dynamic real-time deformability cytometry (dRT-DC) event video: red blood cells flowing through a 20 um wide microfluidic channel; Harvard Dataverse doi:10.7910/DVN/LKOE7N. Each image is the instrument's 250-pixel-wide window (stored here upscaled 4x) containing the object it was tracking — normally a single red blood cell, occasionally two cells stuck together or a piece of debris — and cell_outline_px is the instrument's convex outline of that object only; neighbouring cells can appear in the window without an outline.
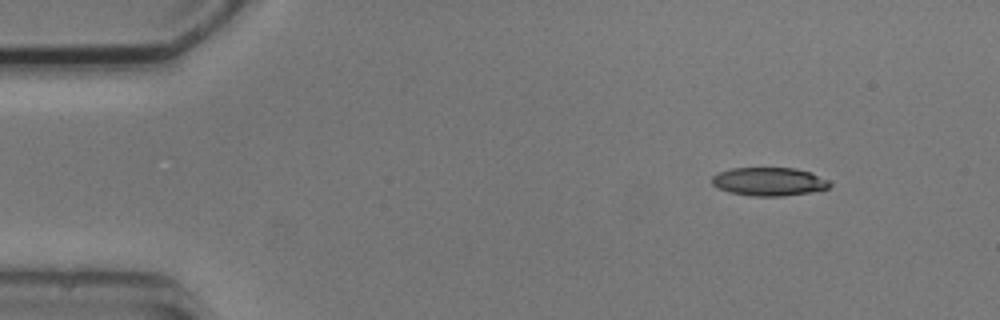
{"species": "common noctule bat (a hibernating species)", "species_latin": "Nyctalus noctula", "temperature_condition": "cold", "stored_images_in_passage": 5, "camera_frame_rate_fps": 3000, "um_per_image_px": 0.085, "animal": {"sex": "male", "body_mass_g": 20.5, "forearm_length_mm": 52.5}, "frame": {"image": 1, "passage_image": 1, "time_ms": 0.0, "image_size_px": [1000, 320], "cell_outline_px": [[832, 184], [828, 188], [808, 192], [784, 196], [752, 196], [728, 192], [712, 184], [712, 176], [716, 172], [732, 168], [796, 168], [812, 172], [828, 180]], "centroid_in_image_um": [65.36, 15.43], "position_along_channel_um": 19.6, "area_um2": 19.54}}
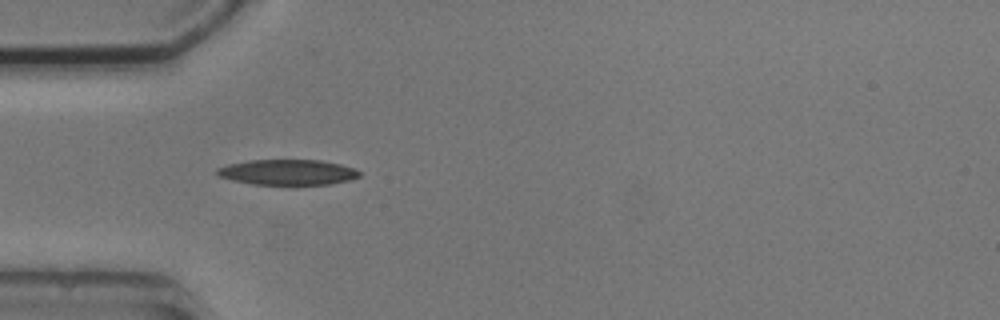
{"frame": {"image": 2, "passage_image": 4, "time_ms": 3.333, "image_size_px": [1000, 320], "cell_outline_px": [[360, 176], [348, 180], [332, 184], [252, 184], [232, 180], [216, 176], [216, 168], [228, 164], [248, 160], [320, 160], [340, 164], [356, 168], [360, 172]], "centroid_in_image_um": [24.43, 14.63], "position_along_channel_um": 60.6, "area_um2": 21.15}}